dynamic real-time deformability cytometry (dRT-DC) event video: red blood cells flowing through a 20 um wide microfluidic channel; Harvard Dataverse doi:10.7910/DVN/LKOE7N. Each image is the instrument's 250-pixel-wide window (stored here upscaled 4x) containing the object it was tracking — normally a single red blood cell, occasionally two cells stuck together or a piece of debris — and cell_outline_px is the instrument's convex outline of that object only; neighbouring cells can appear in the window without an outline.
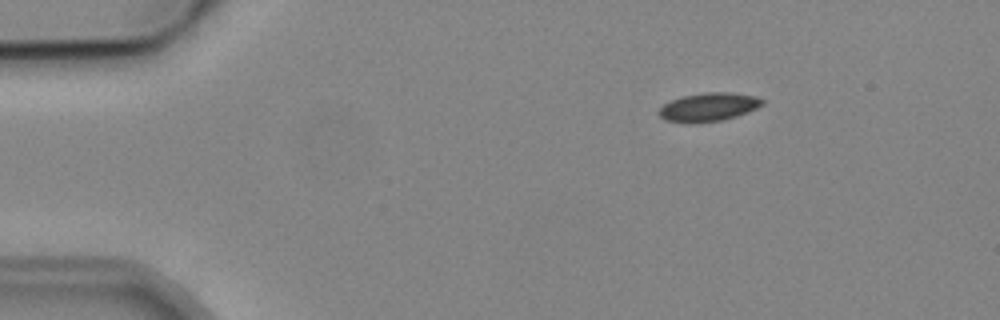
{"species": "common noctule bat (a hibernating species)", "species_latin": "Nyctalus noctula", "temperature_condition": "cold", "stored_images_in_passage": 5, "camera_frame_rate_fps": 3000, "um_per_image_px": 0.085, "animal": {"sex": "male", "body_mass_g": 19.2, "forearm_length_mm": 51.8}, "frame": {"image": 1, "passage_image": 2, "time_ms": 1.333, "image_size_px": [1000, 320], "cell_outline_px": [[764, 104], [748, 112], [736, 116], [720, 120], [692, 124], [664, 120], [656, 112], [664, 104], [680, 96], [704, 92], [732, 92], [756, 96], [764, 100]], "centroid_in_image_um": [60.21, 9.09], "position_along_channel_um": 24.8, "area_um2": 17.4}}
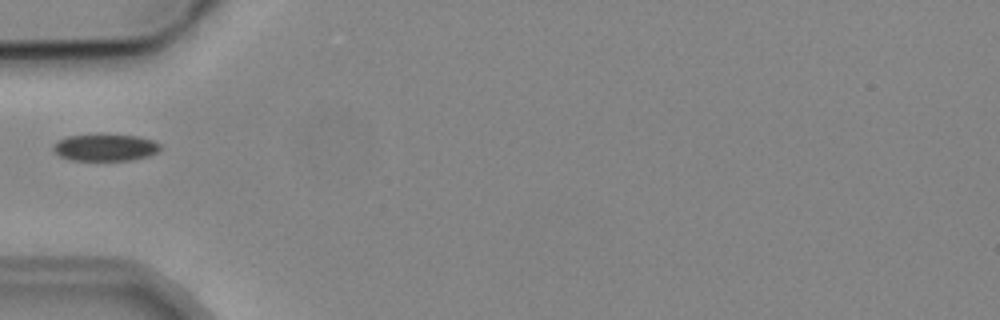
{"frame": {"image": 2, "passage_image": 5, "time_ms": 4.667, "image_size_px": [1000, 320], "cell_outline_px": [[160, 148], [156, 152], [148, 156], [132, 160], [72, 160], [60, 156], [52, 152], [52, 144], [56, 140], [68, 136], [100, 132], [136, 136], [152, 140], [160, 144]], "centroid_in_image_um": [8.87, 12.5], "position_along_channel_um": 76.1, "area_um2": 17.4}}